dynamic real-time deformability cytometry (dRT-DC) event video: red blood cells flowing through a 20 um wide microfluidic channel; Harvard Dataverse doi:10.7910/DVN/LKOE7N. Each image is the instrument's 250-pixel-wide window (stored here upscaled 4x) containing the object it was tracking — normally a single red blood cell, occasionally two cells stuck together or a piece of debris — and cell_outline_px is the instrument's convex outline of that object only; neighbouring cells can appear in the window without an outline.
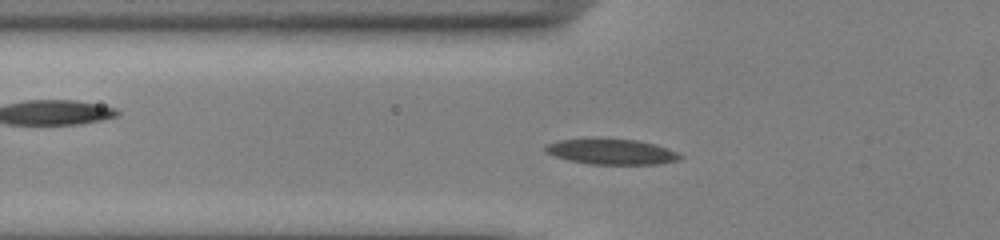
{"species": "common noctule bat (a hibernating species)", "species_latin": "Nyctalus noctula", "temperature_condition": "cold", "stored_images_in_passage": 47, "camera_frame_rate_fps": 3000, "um_per_image_px": 0.085, "animal": {"sex": "male", "body_mass_g": 13.0, "forearm_length_mm": 53.1}, "frame": {"image": 1, "passage_image": 12, "time_ms": 3.667, "image_size_px": [1000, 240], "cell_outline_px": [[684, 156], [680, 160], [660, 164], [588, 164], [568, 160], [544, 152], [544, 144], [560, 140], [592, 136], [600, 136], [636, 140], [656, 144], [668, 148]], "centroid_in_image_um": [51.94, 12.85], "position_along_channel_um": 73.9, "area_um2": 20.92}}
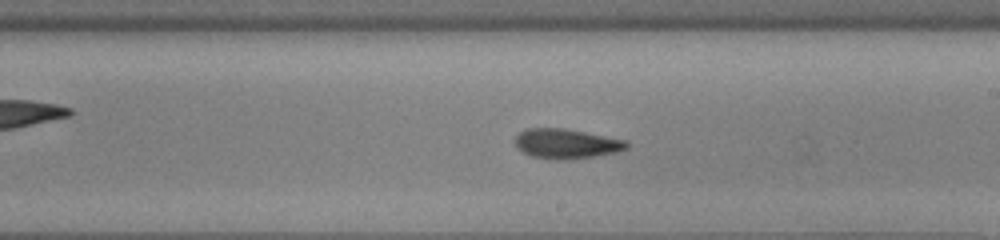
{"frame": {"image": 2, "passage_image": 25, "time_ms": 8.0, "image_size_px": [1000, 240], "cell_outline_px": [[628, 148], [616, 152], [568, 160], [556, 160], [532, 156], [516, 148], [512, 140], [520, 132], [528, 128], [564, 128], [628, 140]], "centroid_in_image_um": [48.11, 12.21], "position_along_channel_um": 240.9, "area_um2": 19.48}}
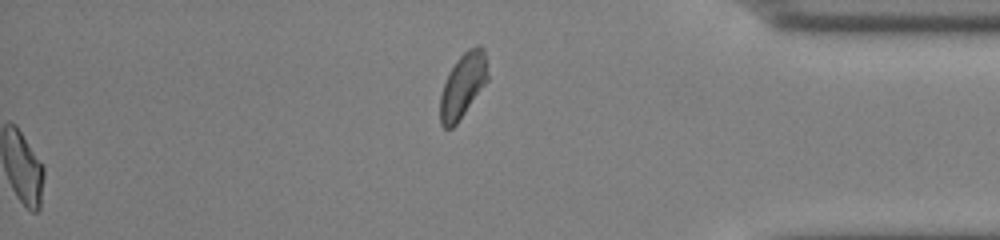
{"frame": {"image": 3, "passage_image": 47, "time_ms": 15.333, "image_size_px": [1000, 240], "cell_outline_px": [[488, 80], [456, 124], [452, 128], [444, 128], [440, 124], [440, 96], [448, 72], [456, 60], [468, 48], [476, 44], [480, 44], [484, 48], [488, 76]], "centroid_in_image_um": [39.34, 7.23], "position_along_channel_um": 395.9, "area_um2": 17.86}, "authors_computed_cell_mechanics": {"area_um2": 19.1318, "velocity_mm_per_s": 3.8728, "shape_relaxation_time_tau1_ms": 4.632, "shape_relaxation_time_tau2_ms": 1.3068, "deformation_change_tau1": 0.1377, "deformation_change_tau2": 0.074}}